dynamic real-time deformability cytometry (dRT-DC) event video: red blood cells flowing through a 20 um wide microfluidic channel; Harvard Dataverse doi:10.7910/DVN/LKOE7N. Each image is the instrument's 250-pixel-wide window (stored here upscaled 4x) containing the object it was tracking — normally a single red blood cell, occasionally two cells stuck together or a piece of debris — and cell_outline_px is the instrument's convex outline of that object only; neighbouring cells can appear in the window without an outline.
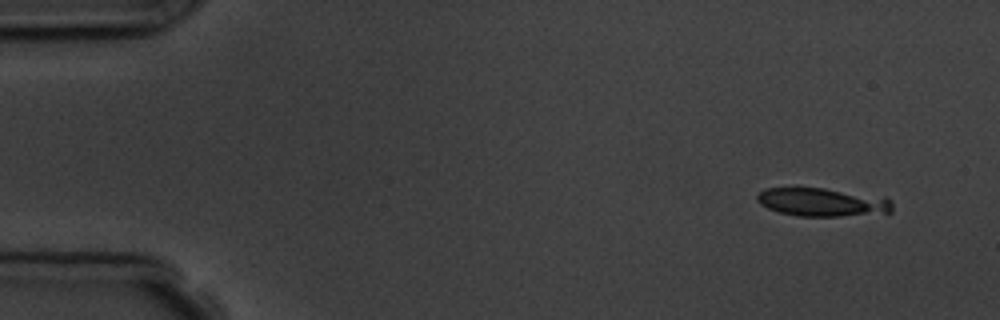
{"species": "common noctule bat (a hibernating species)", "species_latin": "Nyctalus noctula", "temperature_condition": "room temperature", "stored_images_in_passage": 5, "camera_frame_rate_fps": 3000, "um_per_image_px": 0.085, "animal": {"sex": "male", "body_mass_g": 19.5, "forearm_length_mm": 54.6}, "frame": {"image": 1, "passage_image": 1, "time_ms": 0.0, "image_size_px": [1000, 320], "cell_outline_px": [[892, 212], [888, 216], [796, 216], [780, 212], [768, 208], [760, 204], [756, 200], [756, 196], [764, 188], [824, 188], [884, 196], [892, 200]], "centroid_in_image_um": [70.05, 17.21], "position_along_channel_um": 15.0, "area_um2": 23.18}}